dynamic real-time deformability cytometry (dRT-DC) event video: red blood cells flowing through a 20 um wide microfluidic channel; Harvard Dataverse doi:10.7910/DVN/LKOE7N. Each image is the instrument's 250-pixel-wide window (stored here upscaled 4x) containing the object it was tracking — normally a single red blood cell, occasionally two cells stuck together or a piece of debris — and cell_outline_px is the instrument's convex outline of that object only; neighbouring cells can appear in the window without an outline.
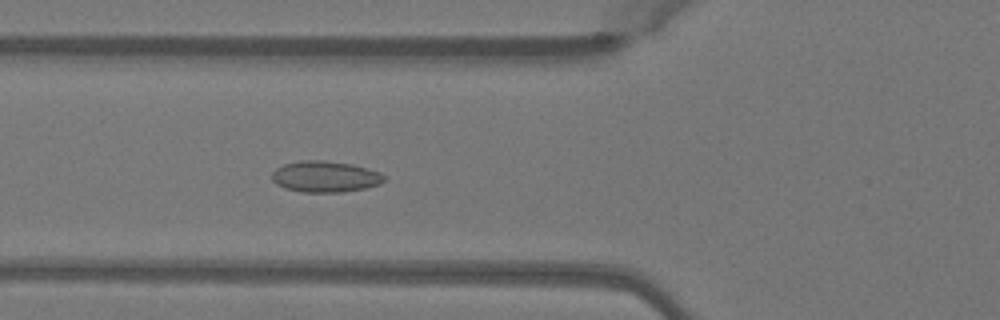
{"species": "Egyptian fruit bat (a non-hibernating species)", "species_latin": "Rousettus aegyptiacus", "temperature_condition": "warm", "stored_images_in_passage": 51, "camera_frame_rate_fps": 3000, "um_per_image_px": 0.085, "animal": {"sex": "female"}, "frame": {"image": 1, "passage_image": 19, "time_ms": 6.0, "image_size_px": [1000, 320], "cell_outline_px": [[388, 180], [380, 184], [364, 188], [340, 192], [300, 192], [284, 188], [276, 184], [272, 180], [272, 172], [276, 168], [284, 164], [300, 160], [324, 160], [352, 164], [380, 172], [388, 176]], "centroid_in_image_um": [27.66, 15.01], "position_along_channel_um": 98.1, "area_um2": 20.63}}
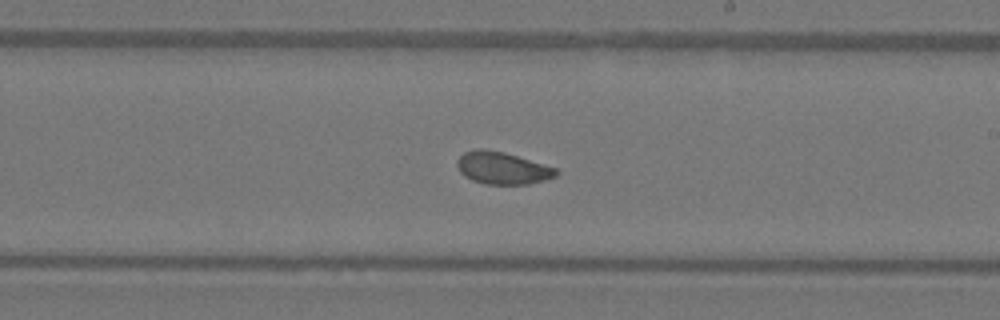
{"frame": {"image": 2, "passage_image": 30, "time_ms": 9.667, "image_size_px": [1000, 320], "cell_outline_px": [[560, 172], [556, 176], [544, 180], [528, 184], [484, 184], [472, 180], [464, 176], [460, 172], [456, 164], [456, 160], [464, 152], [476, 148], [484, 148], [504, 152], [556, 168]], "centroid_in_image_um": [42.67, 14.28], "position_along_channel_um": 246.3, "area_um2": 18.67}}
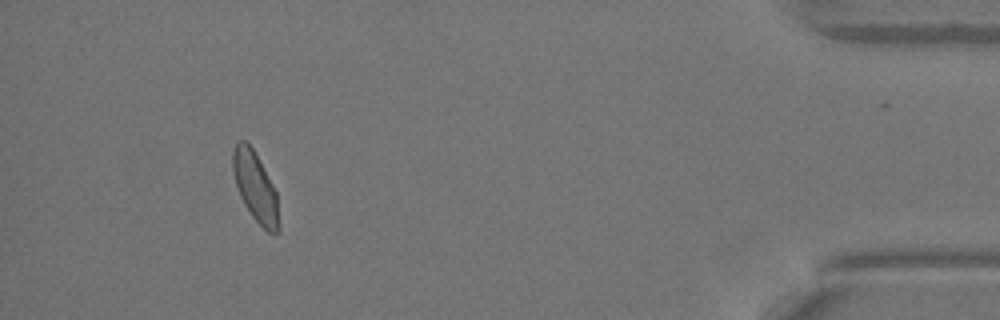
{"frame": {"image": 3, "passage_image": 47, "time_ms": 15.333, "image_size_px": [1000, 320], "cell_outline_px": [[280, 224], [276, 232], [268, 232], [252, 216], [244, 204], [240, 196], [232, 172], [232, 152], [236, 140], [244, 140], [252, 148], [272, 184], [276, 192]], "centroid_in_image_um": [21.68, 15.87], "position_along_channel_um": 413.5, "area_um2": 18.38}, "authors_computed_cell_mechanics": {"area_um2": 18.9006, "velocity_mm_per_s": 4.03, "shape_relaxation_time_tau1_ms": 5.1282, "shape_relaxation_time_tau2_ms": 1.1688, "deformation_change_tau1": 0.0986, "deformation_change_tau2": 0.0518}}